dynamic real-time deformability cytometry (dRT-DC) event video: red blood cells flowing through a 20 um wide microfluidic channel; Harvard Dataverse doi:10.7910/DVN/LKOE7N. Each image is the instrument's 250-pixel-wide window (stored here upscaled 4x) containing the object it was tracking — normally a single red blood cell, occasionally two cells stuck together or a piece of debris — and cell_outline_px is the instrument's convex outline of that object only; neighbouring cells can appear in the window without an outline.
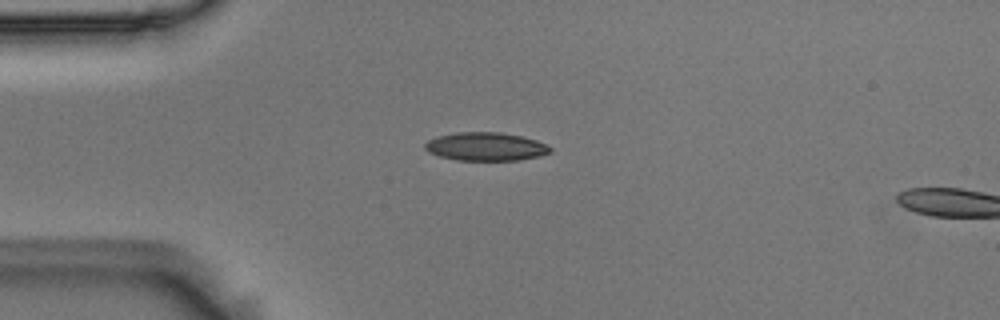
{"species": "Egyptian fruit bat (a non-hibernating species)", "species_latin": "Rousettus aegyptiacus", "temperature_condition": "room temperature", "stored_images_in_passage": 8, "camera_frame_rate_fps": 3000, "um_per_image_px": 0.085, "animal": {"sex": "male"}, "frame": {"image": 1, "passage_image": 1, "time_ms": 0.0, "image_size_px": [1000, 320], "cell_outline_px": [[552, 152], [540, 156], [520, 160], [456, 160], [440, 156], [428, 152], [424, 148], [424, 144], [428, 140], [436, 136], [456, 132], [500, 132], [520, 136], [536, 140], [552, 148]], "centroid_in_image_um": [41.27, 12.46], "position_along_channel_um": 43.7, "area_um2": 20.75}}
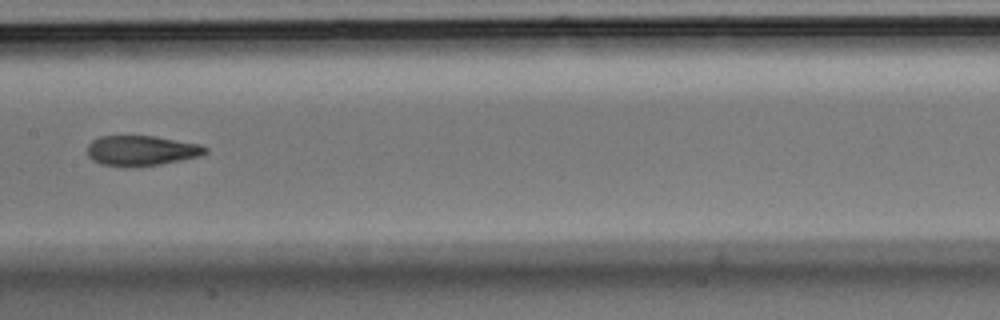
{"frame": {"image": 2, "passage_image": 5, "time_ms": 1.333, "image_size_px": [1000, 320], "cell_outline_px": [[208, 152], [200, 156], [160, 164], [136, 168], [100, 164], [92, 160], [88, 156], [88, 144], [92, 140], [100, 136], [156, 136], [200, 144], [208, 148]], "centroid_in_image_um": [12.02, 12.81], "position_along_channel_um": 195.4, "area_um2": 20.98}}
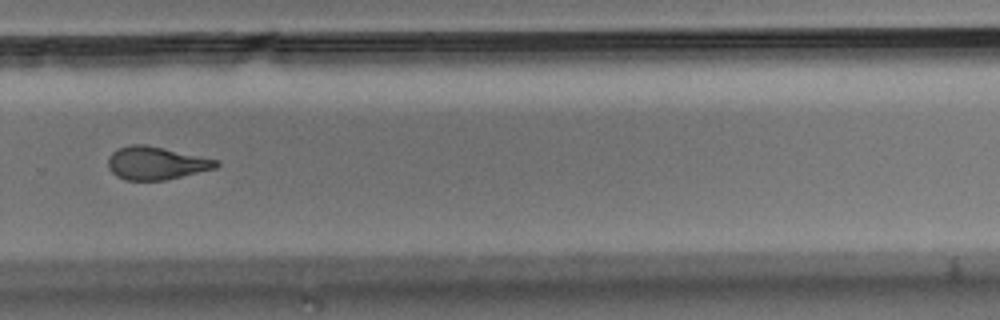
{"frame": {"image": 3, "passage_image": 8, "time_ms": 2.333, "image_size_px": [1000, 320], "cell_outline_px": [[220, 164], [216, 168], [164, 180], [124, 180], [116, 176], [108, 168], [108, 156], [112, 152], [120, 148], [132, 144], [144, 144], [164, 148], [220, 160]], "centroid_in_image_um": [13.26, 13.86], "position_along_channel_um": 316.5, "area_um2": 20.75}}